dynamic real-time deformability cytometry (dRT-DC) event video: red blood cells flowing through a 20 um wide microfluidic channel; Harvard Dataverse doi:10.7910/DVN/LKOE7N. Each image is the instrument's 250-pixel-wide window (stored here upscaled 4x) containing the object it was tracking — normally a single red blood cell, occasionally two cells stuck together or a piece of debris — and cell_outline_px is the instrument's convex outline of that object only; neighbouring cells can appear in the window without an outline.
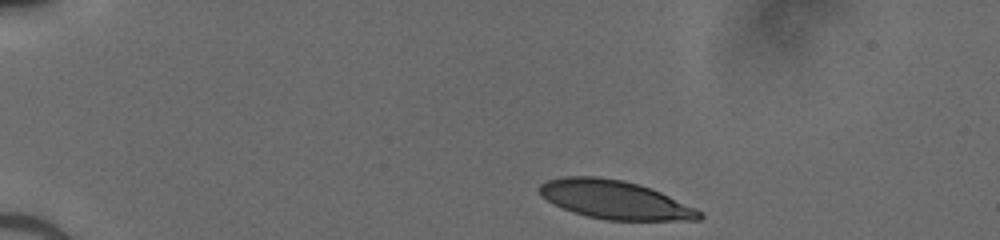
{"species": "human", "species_latin": "Homo sapiens", "temperature_condition": "cold", "stored_images_in_passage": 38, "camera_frame_rate_fps": 3000, "um_per_image_px": 0.085, "donor": {"sex": "male"}, "frame": {"image": 1, "passage_image": 1, "time_ms": 0.0, "image_size_px": [1000, 240], "cell_outline_px": [[704, 216], [700, 220], [604, 220], [572, 212], [548, 200], [536, 188], [540, 184], [548, 180], [564, 176], [600, 176], [624, 180], [640, 184], [660, 192], [696, 208]], "centroid_in_image_um": [52.27, 16.97], "position_along_channel_um": 32.7, "area_um2": 35.78}}
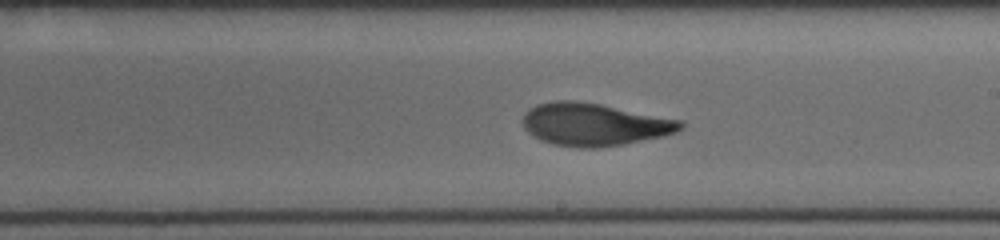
{"frame": {"image": 2, "passage_image": 22, "time_ms": 7.0, "image_size_px": [1000, 240], "cell_outline_px": [[684, 128], [676, 132], [664, 136], [624, 144], [600, 148], [580, 148], [552, 144], [540, 140], [528, 132], [524, 128], [520, 120], [524, 112], [528, 108], [536, 104], [556, 100], [576, 100], [600, 104], [680, 120], [684, 124]], "centroid_in_image_um": [50.45, 10.58], "position_along_channel_um": 238.5, "area_um2": 39.48}}
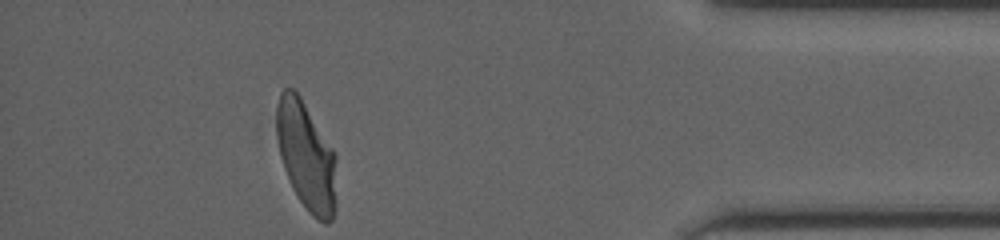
{"frame": {"image": 3, "passage_image": 37, "time_ms": 12.0, "image_size_px": [1000, 240], "cell_outline_px": [[336, 212], [332, 220], [328, 224], [324, 224], [312, 216], [308, 212], [292, 188], [284, 168], [280, 156], [276, 136], [276, 104], [280, 92], [284, 88], [292, 88], [300, 96], [332, 148], [336, 156]], "centroid_in_image_um": [26.04, 13.3], "position_along_channel_um": 409.2, "area_um2": 38.26}}